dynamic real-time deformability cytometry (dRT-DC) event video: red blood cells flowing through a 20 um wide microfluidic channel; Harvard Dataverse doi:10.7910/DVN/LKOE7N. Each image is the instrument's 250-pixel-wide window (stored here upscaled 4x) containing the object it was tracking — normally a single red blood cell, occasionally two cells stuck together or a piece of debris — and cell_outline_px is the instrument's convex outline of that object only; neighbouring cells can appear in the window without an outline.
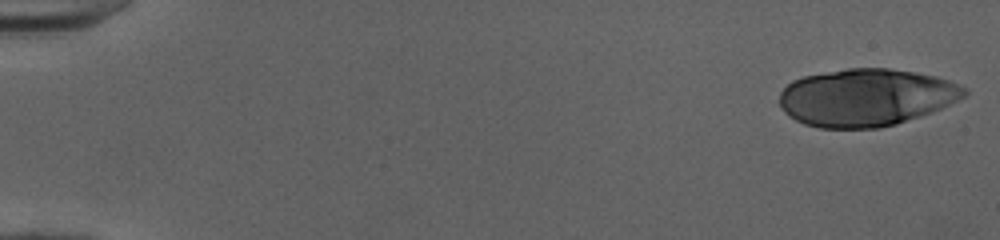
{"species": "human", "species_latin": "Homo sapiens", "temperature_condition": "cold", "stored_images_in_passage": 50, "segment_of_instrument_passage": [1, 2], "camera_frame_rate_fps": 3000, "um_per_image_px": 0.085, "donor": {"sex": "female"}, "frame": {"image": 1, "passage_image": 1, "time_ms": 0.0, "image_size_px": [1000, 240], "cell_outline_px": [[968, 92], [964, 96], [932, 112], [896, 124], [880, 128], [820, 128], [804, 124], [788, 116], [784, 112], [780, 104], [780, 92], [792, 80], [804, 76], [848, 68], [888, 68], [916, 72], [936, 76], [948, 80], [968, 88]], "centroid_in_image_um": [73.62, 8.28], "position_along_channel_um": 11.4, "area_um2": 61.85}}